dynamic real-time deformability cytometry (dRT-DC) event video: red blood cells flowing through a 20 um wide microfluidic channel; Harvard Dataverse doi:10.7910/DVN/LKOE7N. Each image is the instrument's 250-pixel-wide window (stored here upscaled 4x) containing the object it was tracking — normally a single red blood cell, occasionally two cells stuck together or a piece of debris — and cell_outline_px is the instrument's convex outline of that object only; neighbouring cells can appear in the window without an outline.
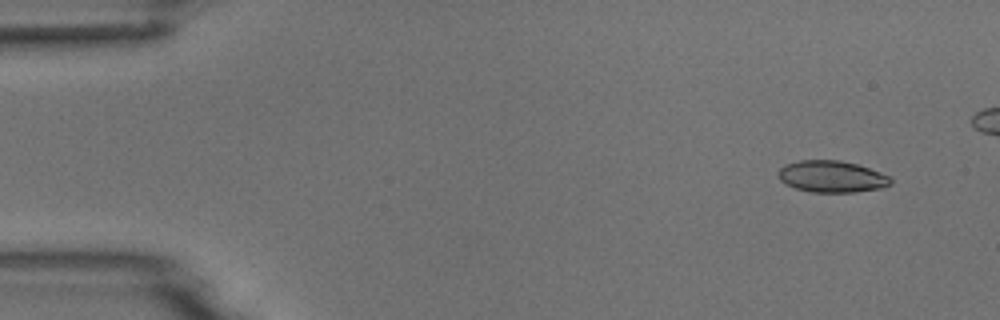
{"species": "common noctule bat (a hibernating species)", "species_latin": "Nyctalus noctula", "temperature_condition": "room temperature", "stored_images_in_passage": 5, "camera_frame_rate_fps": 3000, "um_per_image_px": 0.085, "animal": {"sex": "male", "body_mass_g": 18.8}, "frame": {"image": 1, "passage_image": 1, "time_ms": 0.0, "image_size_px": [1000, 320], "cell_outline_px": [[892, 184], [880, 188], [852, 192], [812, 192], [796, 188], [784, 184], [780, 180], [776, 172], [784, 164], [800, 160], [840, 160], [856, 164], [880, 172], [888, 176], [892, 180]], "centroid_in_image_um": [70.65, 15.0], "position_along_channel_um": 14.3, "area_um2": 20.75}}